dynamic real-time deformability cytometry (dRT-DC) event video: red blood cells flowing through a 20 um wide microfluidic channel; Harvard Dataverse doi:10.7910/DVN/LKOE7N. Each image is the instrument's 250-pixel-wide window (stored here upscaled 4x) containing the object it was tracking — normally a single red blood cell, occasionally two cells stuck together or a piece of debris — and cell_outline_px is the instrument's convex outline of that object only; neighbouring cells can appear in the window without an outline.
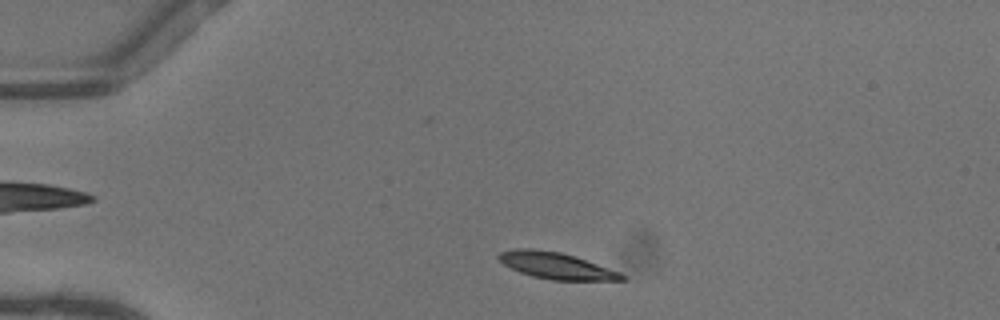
{"species": "common noctule bat (a hibernating species)", "species_latin": "Nyctalus noctula", "temperature_condition": "warm", "stored_images_in_passage": 43, "camera_frame_rate_fps": 3000, "um_per_image_px": 0.085, "animal": {"sex": "female"}, "frame": {"image": 1, "passage_image": 4, "time_ms": 1.0, "image_size_px": [1000, 320], "cell_outline_px": [[628, 280], [552, 280], [532, 276], [520, 272], [504, 264], [496, 256], [500, 252], [516, 248], [532, 248], [560, 252], [620, 272], [628, 276]], "centroid_in_image_um": [47.27, 22.59], "position_along_channel_um": 37.7, "area_um2": 18.79}}
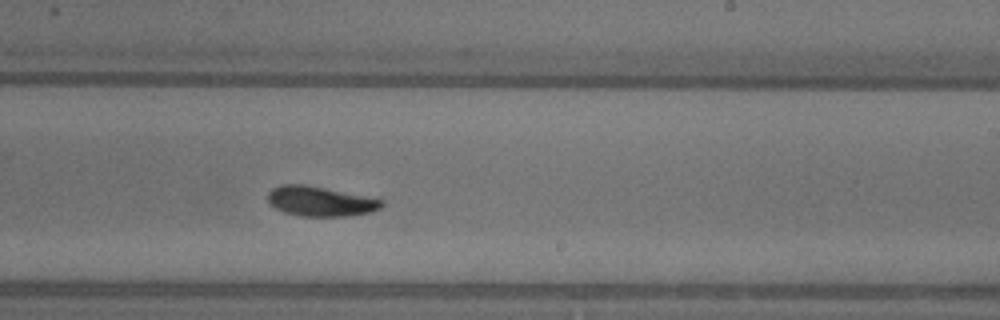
{"frame": {"image": 2, "passage_image": 24, "time_ms": 7.667, "image_size_px": [1000, 320], "cell_outline_px": [[384, 204], [380, 208], [372, 212], [348, 216], [300, 216], [284, 212], [268, 204], [268, 192], [272, 188], [280, 184], [304, 184], [384, 200]], "centroid_in_image_um": [27.19, 17.11], "position_along_channel_um": 261.8, "area_um2": 19.77}}
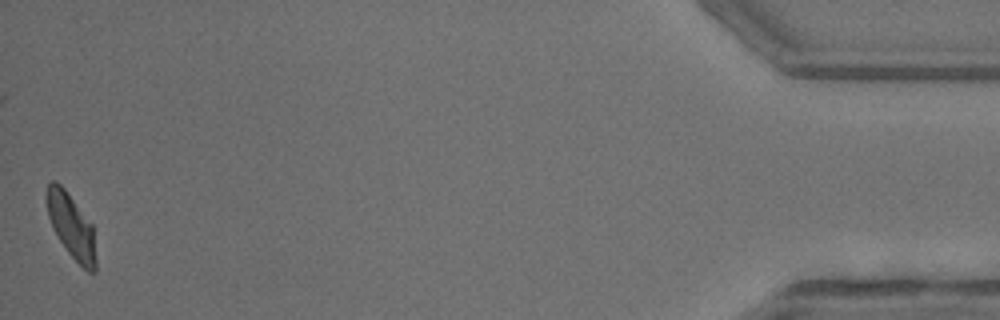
{"frame": {"image": 3, "passage_image": 43, "time_ms": 14.0, "image_size_px": [1000, 320], "cell_outline_px": [[96, 272], [88, 272], [68, 252], [52, 228], [48, 216], [44, 196], [48, 184], [52, 180], [56, 180], [64, 188], [92, 224], [96, 260]], "centroid_in_image_um": [6.03, 19.18], "position_along_channel_um": 429.2, "area_um2": 18.44}, "authors_computed_cell_mechanics": {"area_um2": 19.5942, "velocity_mm_per_s": 4.0741, "shape_relaxation_time_tau1_ms": 2.8193, "shape_relaxation_time_tau2_ms": 5.0726, "deformation_change_tau1": 0.1256, "deformation_change_tau2": 0.1019}}